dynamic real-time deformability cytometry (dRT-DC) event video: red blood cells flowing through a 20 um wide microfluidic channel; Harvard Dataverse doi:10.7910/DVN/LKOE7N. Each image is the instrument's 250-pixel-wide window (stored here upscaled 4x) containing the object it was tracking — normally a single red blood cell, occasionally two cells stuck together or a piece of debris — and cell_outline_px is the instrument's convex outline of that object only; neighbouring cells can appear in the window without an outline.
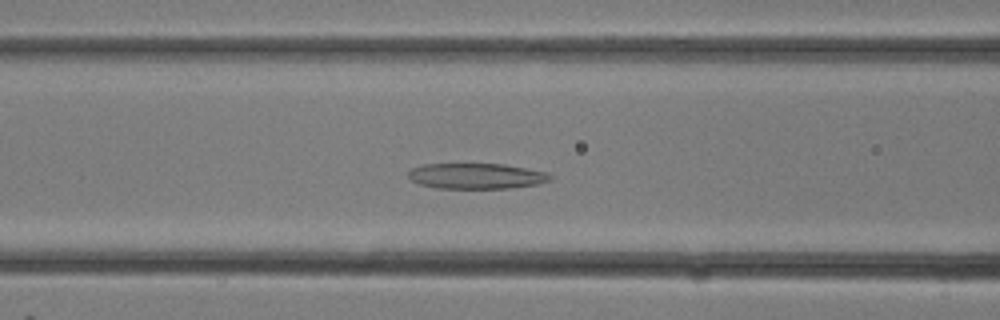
{"species": "common noctule bat (a hibernating species)", "species_latin": "Nyctalus noctula", "temperature_condition": "room temperature", "stored_images_in_passage": 18, "camera_frame_rate_fps": 3000, "um_per_image_px": 0.085, "animal": {"sex": "female"}, "frame": {"image": 1, "passage_image": 11, "time_ms": 3.333, "image_size_px": [1000, 320], "cell_outline_px": [[552, 180], [536, 184], [512, 188], [436, 188], [420, 184], [412, 180], [408, 176], [408, 172], [412, 168], [424, 164], [504, 164], [548, 172], [552, 176]], "centroid_in_image_um": [40.51, 14.96], "position_along_channel_um": 126.1, "area_um2": 21.15}}
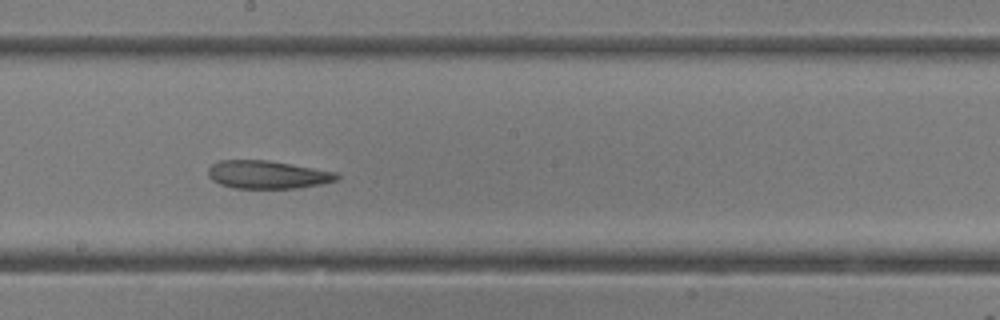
{"frame": {"image": 2, "passage_image": 15, "time_ms": 4.667, "image_size_px": [1000, 320], "cell_outline_px": [[340, 176], [336, 180], [320, 184], [296, 188], [232, 188], [220, 184], [212, 180], [208, 176], [208, 168], [212, 164], [220, 160], [268, 160], [336, 172]], "centroid_in_image_um": [22.7, 14.84], "position_along_channel_um": 225.5, "area_um2": 20.92}}
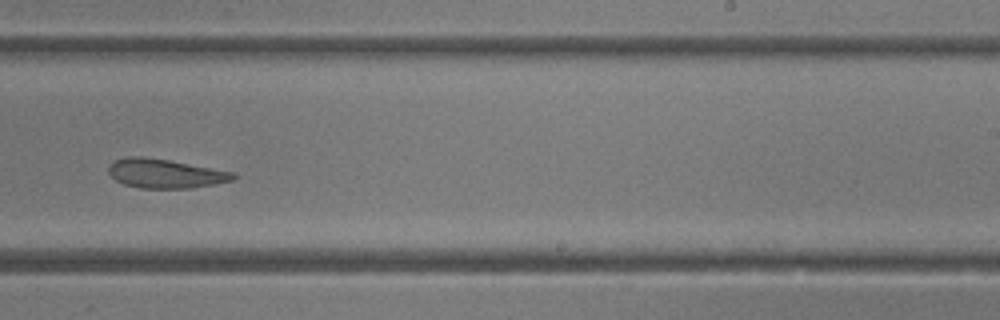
{"frame": {"image": 3, "passage_image": 17, "time_ms": 5.333, "image_size_px": [1000, 320], "cell_outline_px": [[236, 176], [232, 180], [216, 184], [192, 188], [140, 188], [124, 184], [116, 180], [108, 172], [108, 164], [116, 160], [128, 156], [140, 156], [168, 160], [236, 172]], "centroid_in_image_um": [14.05, 14.75], "position_along_channel_um": 275.0, "area_um2": 21.15}}